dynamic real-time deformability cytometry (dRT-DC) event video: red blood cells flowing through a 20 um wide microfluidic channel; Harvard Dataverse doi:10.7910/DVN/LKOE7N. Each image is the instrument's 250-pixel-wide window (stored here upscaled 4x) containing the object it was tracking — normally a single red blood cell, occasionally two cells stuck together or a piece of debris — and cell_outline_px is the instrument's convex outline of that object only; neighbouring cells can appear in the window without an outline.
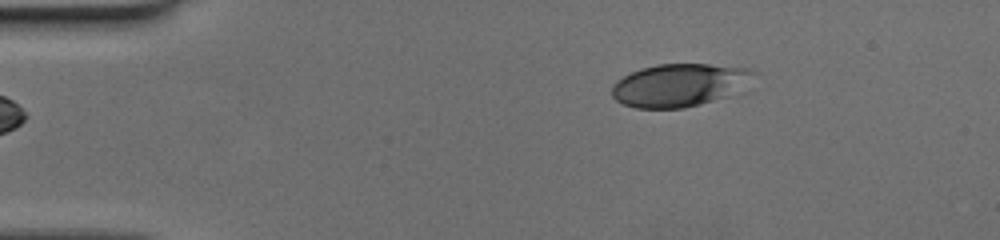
{"species": "human", "species_latin": "Homo sapiens", "temperature_condition": "cold", "stored_images_in_passage": 44, "camera_frame_rate_fps": 3000, "um_per_image_px": 0.085, "donor": {"sex": "female"}, "frame": {"image": 1, "passage_image": 1, "time_ms": 0.0, "image_size_px": [1000, 240], "cell_outline_px": [[756, 72], [724, 96], [700, 104], [684, 108], [636, 108], [624, 104], [616, 100], [612, 96], [612, 84], [616, 80], [640, 68], [656, 64], [708, 64], [748, 68]], "centroid_in_image_um": [57.59, 7.22], "position_along_channel_um": 27.4, "area_um2": 34.39}}
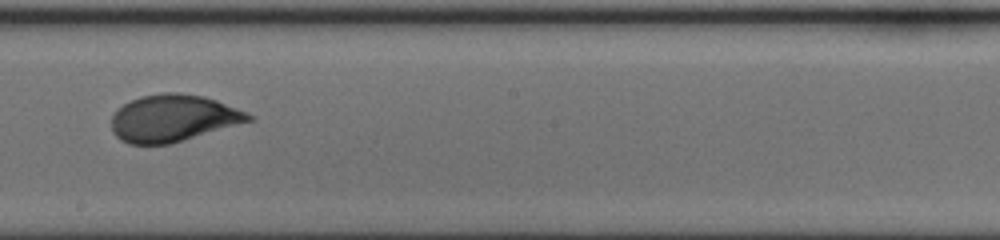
{"frame": {"image": 2, "passage_image": 22, "time_ms": 7.0, "image_size_px": [1000, 240], "cell_outline_px": [[256, 120], [168, 144], [128, 144], [120, 140], [112, 132], [112, 116], [124, 104], [140, 96], [164, 92], [180, 92], [204, 96], [216, 100], [236, 108], [252, 116]], "centroid_in_image_um": [14.72, 10.04], "position_along_channel_um": 233.5, "area_um2": 37.4}}
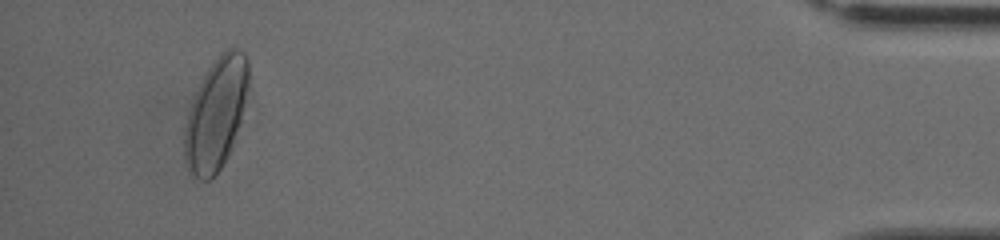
{"frame": {"image": 3, "passage_image": 41, "time_ms": 13.333, "image_size_px": [1000, 240], "cell_outline_px": [[248, 88], [240, 124], [232, 144], [220, 168], [208, 180], [200, 180], [188, 172], [184, 160], [184, 128], [188, 112], [192, 100], [208, 68], [228, 48], [236, 48], [244, 52], [248, 60]], "centroid_in_image_um": [18.34, 9.7], "position_along_channel_um": 416.9, "area_um2": 41.04}}